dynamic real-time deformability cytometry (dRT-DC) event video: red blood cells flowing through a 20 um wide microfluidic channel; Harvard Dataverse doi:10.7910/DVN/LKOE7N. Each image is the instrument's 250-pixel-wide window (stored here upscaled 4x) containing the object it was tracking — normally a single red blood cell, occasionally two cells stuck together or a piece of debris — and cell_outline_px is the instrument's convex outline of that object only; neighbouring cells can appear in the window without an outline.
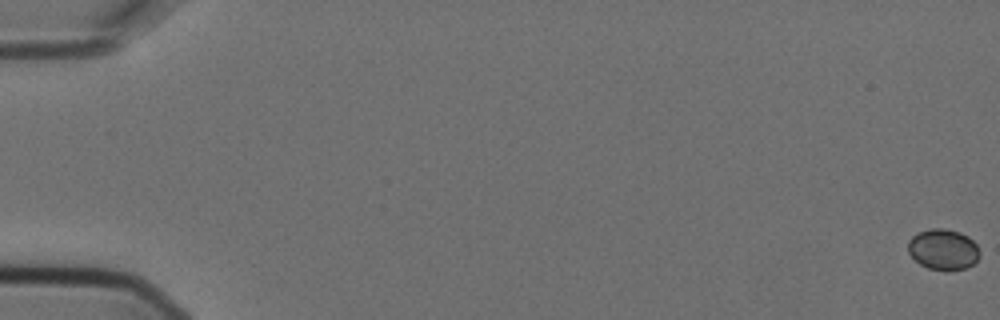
{"species": "Egyptian fruit bat (a non-hibernating species)", "species_latin": "Rousettus aegyptiacus", "temperature_condition": "cold", "stored_images_in_passage": 4, "camera_frame_rate_fps": 3000, "um_per_image_px": 0.085, "animal": {"sex": "female"}, "frame": {"image": 1, "passage_image": 1, "time_ms": 0.0, "image_size_px": [1000, 320], "cell_outline_px": [[980, 256], [972, 264], [964, 268], [948, 272], [928, 268], [920, 264], [908, 252], [908, 240], [912, 236], [920, 232], [932, 228], [944, 228], [960, 232], [968, 236], [976, 244], [980, 252]], "centroid_in_image_um": [80.18, 21.21], "position_along_channel_um": 4.8, "area_um2": 17.11}}